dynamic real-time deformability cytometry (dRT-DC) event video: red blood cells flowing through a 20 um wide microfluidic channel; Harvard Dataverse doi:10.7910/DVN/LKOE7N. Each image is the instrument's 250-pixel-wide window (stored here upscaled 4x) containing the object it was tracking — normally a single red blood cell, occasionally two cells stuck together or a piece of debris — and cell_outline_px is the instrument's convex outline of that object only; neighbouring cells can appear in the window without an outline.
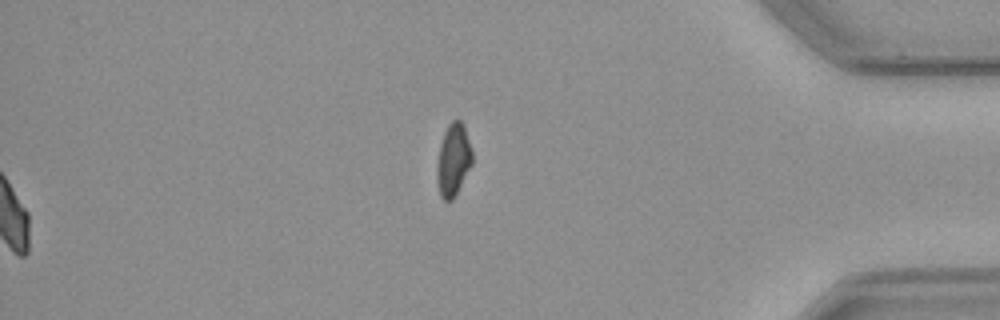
{"species": "common noctule bat (a hibernating species)", "species_latin": "Nyctalus noctula", "temperature_condition": "cold", "stored_images_in_passage": 58, "camera_frame_rate_fps": 3000, "um_per_image_px": 0.085, "animal": {"sex": "male", "body_mass_g": 23.1, "forearm_length_mm": 52.7}, "frame": {"image": 1, "passage_image": 58, "time_ms": 19.0, "image_size_px": [1000, 320], "cell_outline_px": [[472, 164], [452, 200], [444, 200], [440, 196], [436, 172], [436, 168], [440, 144], [444, 132], [448, 124], [452, 120], [460, 120], [464, 124], [472, 148]], "centroid_in_image_um": [38.53, 13.54], "position_along_channel_um": 396.7, "area_um2": 14.85}, "authors_computed_cell_mechanics": {"area_um2": 19.0451, "velocity_mm_per_s": 3.5847, "shape_relaxation_time_tau1_ms": 5.3093, "shape_relaxation_time_tau2_ms": null, "deformation_change_tau1": 0.087, "deformation_change_tau2": null}}